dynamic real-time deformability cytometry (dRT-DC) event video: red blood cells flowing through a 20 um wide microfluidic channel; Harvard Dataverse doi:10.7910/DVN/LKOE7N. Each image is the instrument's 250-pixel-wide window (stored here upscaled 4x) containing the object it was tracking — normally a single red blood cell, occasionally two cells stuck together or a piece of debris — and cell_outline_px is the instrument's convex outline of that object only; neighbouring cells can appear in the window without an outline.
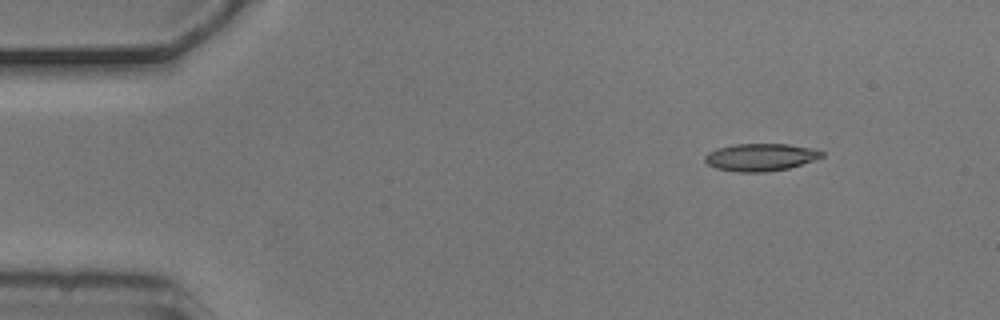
{"species": "common noctule bat (a hibernating species)", "species_latin": "Nyctalus noctula", "temperature_condition": "cold", "stored_images_in_passage": 5, "camera_frame_rate_fps": 3000, "um_per_image_px": 0.085, "animal": {"sex": "male", "body_mass_g": 20.5, "forearm_length_mm": 52.5}, "frame": {"image": 1, "passage_image": 2, "time_ms": 0.333, "image_size_px": [1000, 320], "cell_outline_px": [[824, 156], [816, 160], [788, 168], [768, 172], [736, 172], [716, 168], [708, 164], [704, 160], [704, 156], [708, 152], [716, 148], [736, 144], [788, 144], [812, 148], [824, 152]], "centroid_in_image_um": [64.65, 13.36], "position_along_channel_um": 20.3, "area_um2": 18.84}}
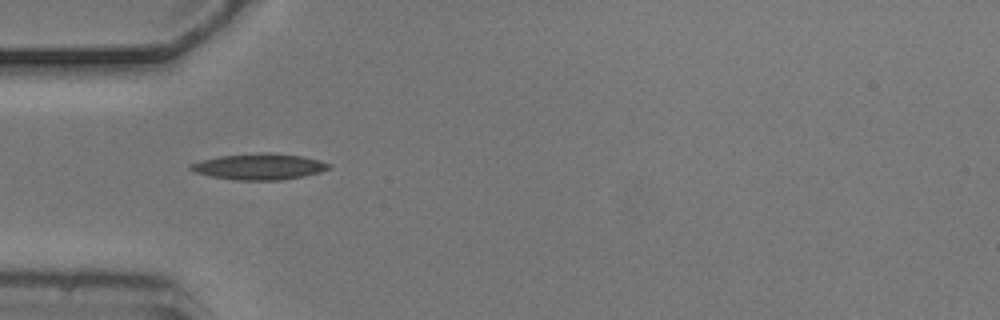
{"frame": {"image": 2, "passage_image": 4, "time_ms": 1.0, "image_size_px": [1000, 320], "cell_outline_px": [[332, 168], [320, 172], [304, 176], [284, 180], [236, 180], [212, 176], [196, 172], [188, 168], [188, 164], [200, 160], [220, 156], [268, 152], [304, 156], [320, 160], [332, 164]], "centroid_in_image_um": [22.08, 14.16], "position_along_channel_um": 62.9, "area_um2": 21.15}}
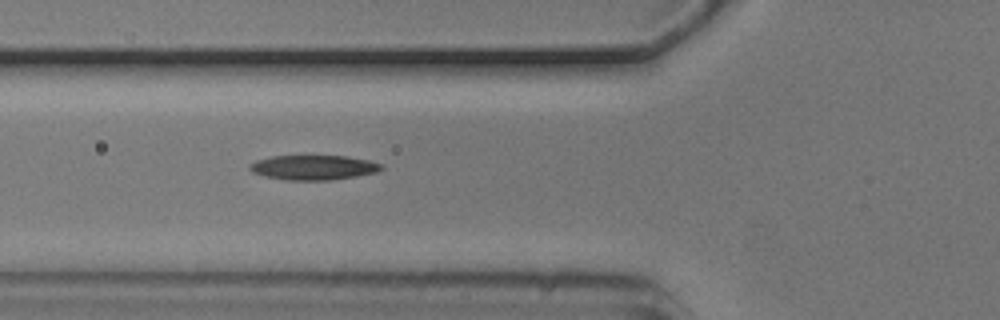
{"frame": {"image": 3, "passage_image": 5, "time_ms": 1.333, "image_size_px": [1000, 320], "cell_outline_px": [[384, 168], [376, 172], [356, 176], [332, 180], [288, 180], [264, 176], [252, 172], [248, 168], [248, 164], [256, 160], [272, 156], [348, 156], [368, 160], [384, 164]], "centroid_in_image_um": [26.65, 14.23], "position_along_channel_um": 99.2, "area_um2": 19.07}}